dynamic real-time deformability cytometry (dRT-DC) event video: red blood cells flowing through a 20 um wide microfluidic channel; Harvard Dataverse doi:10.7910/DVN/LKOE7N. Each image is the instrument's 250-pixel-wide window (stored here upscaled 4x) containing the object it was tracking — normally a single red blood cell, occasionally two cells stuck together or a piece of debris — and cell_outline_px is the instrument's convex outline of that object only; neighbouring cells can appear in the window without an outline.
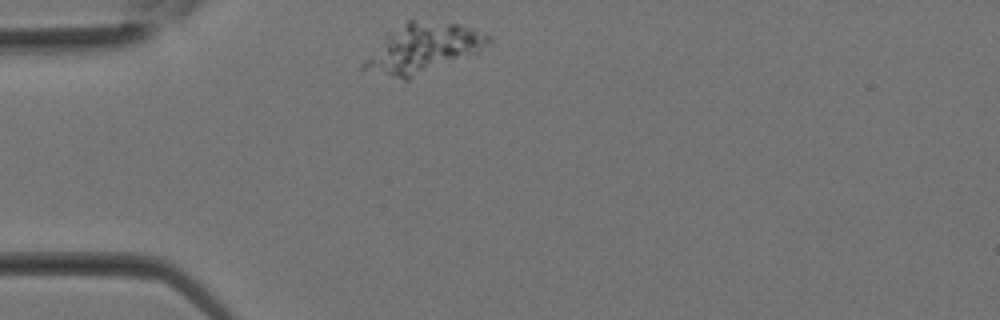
{"species": "Egyptian fruit bat (a non-hibernating species)", "species_latin": "Rousettus aegyptiacus", "temperature_condition": "room temperature", "stored_images_in_passage": 5, "camera_frame_rate_fps": 3000, "um_per_image_px": 0.085, "animal": {"sex": "female"}, "frame": {"image": 1, "passage_image": 1, "time_ms": 0.0, "image_size_px": [1000, 320], "cell_outline_px": [[492, 44], [476, 52], [408, 80], [404, 80], [360, 68], [360, 64], [388, 32], [408, 20], [416, 20], [456, 24], [472, 28], [488, 36], [492, 40]], "centroid_in_image_um": [35.93, 4.11], "position_along_channel_um": 49.1, "area_um2": 35.03}}
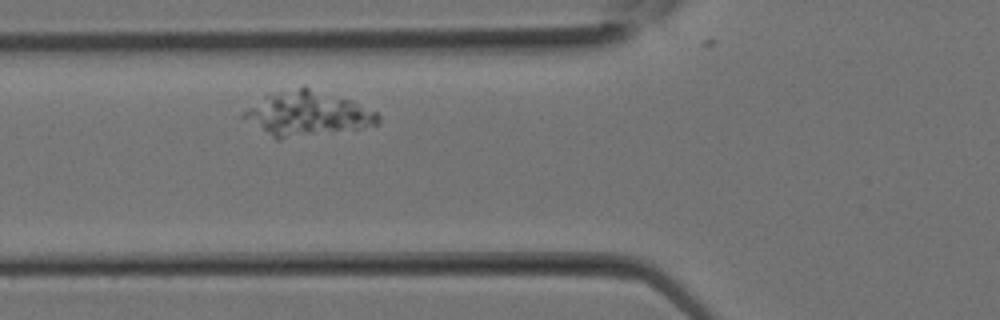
{"frame": {"image": 2, "passage_image": 4, "time_ms": 1.0, "image_size_px": [1000, 320], "cell_outline_px": [[380, 120], [376, 128], [280, 140], [276, 140], [240, 116], [240, 112], [268, 92], [304, 84], [352, 100], [376, 112], [380, 116]], "centroid_in_image_um": [26.14, 9.66], "position_along_channel_um": 99.7, "area_um2": 36.76}}